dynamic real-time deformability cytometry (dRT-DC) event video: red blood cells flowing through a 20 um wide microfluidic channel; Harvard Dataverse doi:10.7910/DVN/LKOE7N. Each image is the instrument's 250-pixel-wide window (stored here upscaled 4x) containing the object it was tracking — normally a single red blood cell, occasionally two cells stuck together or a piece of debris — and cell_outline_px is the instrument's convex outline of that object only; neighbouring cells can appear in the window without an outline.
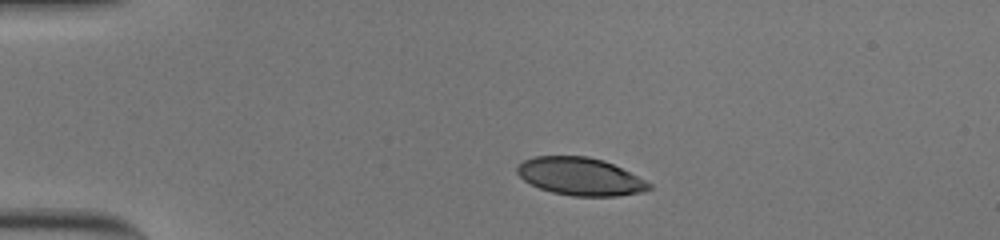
{"species": "human", "species_latin": "Homo sapiens", "temperature_condition": "cold", "stored_images_in_passage": 1, "camera_frame_rate_fps": 3000, "um_per_image_px": 0.085, "donor": {"sex": "male"}, "frame": {"image": 1, "passage_image": 1, "time_ms": 0.0, "image_size_px": [1000, 240], "cell_outline_px": [[636, 188], [628, 192], [560, 192], [536, 184], [532, 160], [548, 156], [572, 156], [596, 160], [608, 164], [624, 172]], "centroid_in_image_um": [49.27, 14.91], "position_along_channel_um": 35.7, "area_um2": 21.1}}